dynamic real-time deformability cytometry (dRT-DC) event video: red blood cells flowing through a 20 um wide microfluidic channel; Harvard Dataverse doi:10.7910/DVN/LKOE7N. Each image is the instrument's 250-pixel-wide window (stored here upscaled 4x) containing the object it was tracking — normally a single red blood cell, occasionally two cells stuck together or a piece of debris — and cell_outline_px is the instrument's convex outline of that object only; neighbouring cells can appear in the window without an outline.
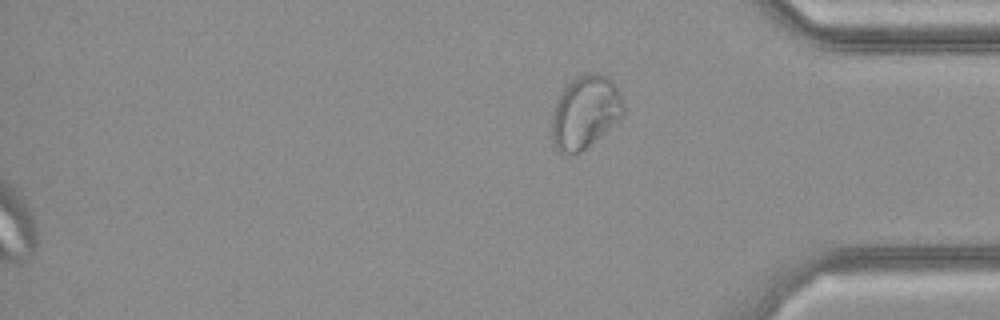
{"species": "common noctule bat (a hibernating species)", "species_latin": "Nyctalus noctula", "temperature_condition": "cold", "stored_images_in_passage": 39, "camera_frame_rate_fps": 3000, "um_per_image_px": 0.085, "animal": {"sex": "female", "body_mass_g": 21.9}, "frame": {"image": 1, "passage_image": 39, "time_ms": 12.667, "image_size_px": [1000, 320], "cell_outline_px": [[624, 112], [612, 124], [576, 156], [564, 156], [556, 148], [552, 140], [552, 112], [556, 100], [564, 88], [576, 76], [596, 72], [608, 76], [616, 84], [624, 104]], "centroid_in_image_um": [49.7, 9.53], "position_along_channel_um": 385.5, "area_um2": 30.35}}